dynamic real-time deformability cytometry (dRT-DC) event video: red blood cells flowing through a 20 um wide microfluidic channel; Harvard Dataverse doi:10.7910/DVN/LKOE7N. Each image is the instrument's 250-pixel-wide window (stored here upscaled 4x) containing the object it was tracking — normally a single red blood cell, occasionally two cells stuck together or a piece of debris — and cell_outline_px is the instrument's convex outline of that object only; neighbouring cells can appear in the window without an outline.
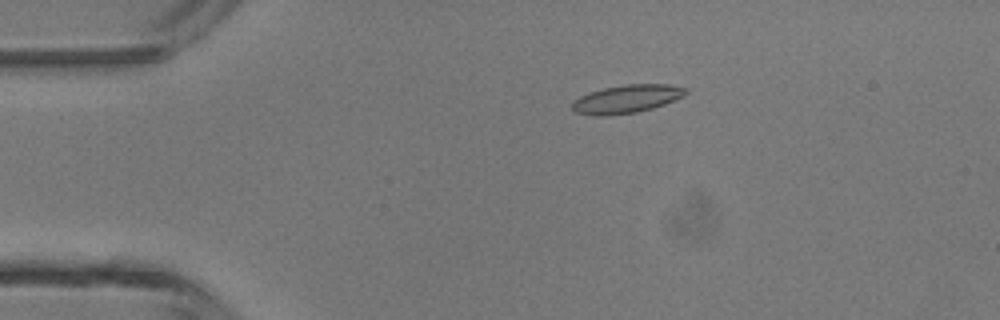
{"species": "common noctule bat (a hibernating species)", "species_latin": "Nyctalus noctula", "temperature_condition": "room temperature", "stored_images_in_passage": 47, "camera_frame_rate_fps": 3000, "um_per_image_px": 0.085, "animal": {"sex": "male", "body_mass_g": 13.3}, "frame": {"image": 1, "passage_image": 10, "time_ms": 3.0, "image_size_px": [1000, 320], "cell_outline_px": [[688, 92], [684, 96], [664, 104], [652, 108], [636, 112], [608, 116], [592, 116], [576, 112], [572, 108], [572, 100], [588, 92], [604, 88], [624, 84], [668, 84], [688, 88]], "centroid_in_image_um": [53.25, 8.41], "position_along_channel_um": 31.7, "area_um2": 18.84}}
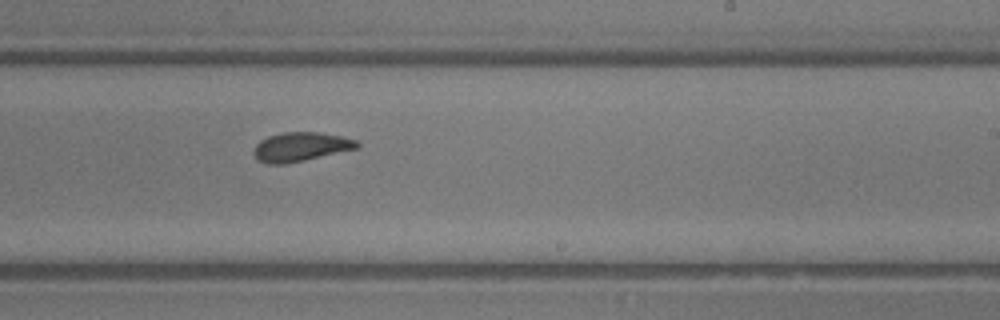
{"frame": {"image": 2, "passage_image": 29, "time_ms": 9.333, "image_size_px": [1000, 320], "cell_outline_px": [[360, 148], [304, 160], [284, 164], [268, 164], [256, 160], [252, 152], [256, 144], [260, 140], [268, 136], [284, 132], [316, 132], [344, 136], [356, 140], [360, 144]], "centroid_in_image_um": [25.55, 12.48], "position_along_channel_um": 263.4, "area_um2": 17.69}}
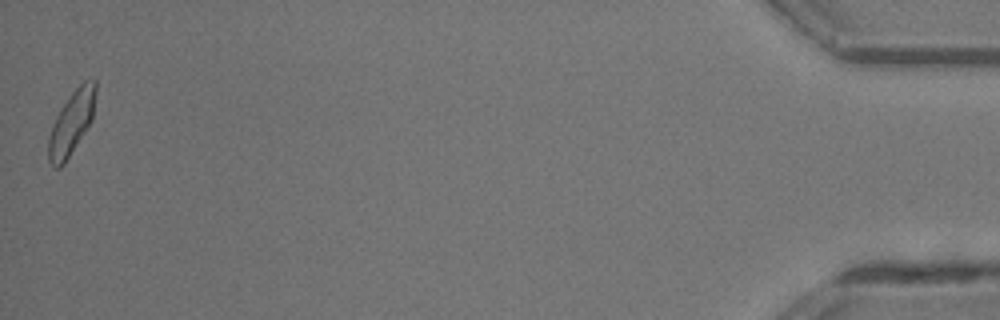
{"frame": {"image": 3, "passage_image": 47, "time_ms": 15.333, "image_size_px": [1000, 320], "cell_outline_px": [[96, 92], [92, 120], [64, 164], [60, 168], [56, 168], [48, 160], [48, 136], [52, 124], [56, 116], [72, 92], [84, 80], [92, 76], [96, 80]], "centroid_in_image_um": [6.09, 10.41], "position_along_channel_um": 429.1, "area_um2": 17.46}, "authors_computed_cell_mechanics": {"area_um2": 17.5134, "velocity_mm_per_s": 4.4358, "shape_relaxation_time_tau1_ms": 3.9942, "shape_relaxation_time_tau2_ms": 1.0559, "deformation_change_tau1": 0.1441, "deformation_change_tau2": 0.0561}}